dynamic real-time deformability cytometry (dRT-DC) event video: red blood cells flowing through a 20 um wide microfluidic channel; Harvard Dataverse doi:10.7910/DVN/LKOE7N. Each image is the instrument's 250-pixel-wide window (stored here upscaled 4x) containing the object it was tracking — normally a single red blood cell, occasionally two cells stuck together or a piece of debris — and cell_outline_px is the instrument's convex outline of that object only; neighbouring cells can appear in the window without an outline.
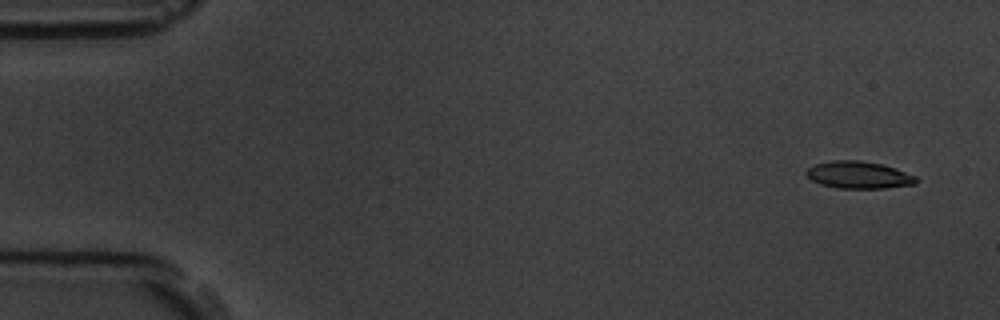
{"species": "common noctule bat (a hibernating species)", "species_latin": "Nyctalus noctula", "temperature_condition": "room temperature", "stored_images_in_passage": 6, "camera_frame_rate_fps": 3000, "um_per_image_px": 0.085, "animal": {"sex": "male", "body_mass_g": 19.5, "forearm_length_mm": 54.6}, "frame": {"image": 1, "passage_image": 1, "time_ms": 0.0, "image_size_px": [1000, 320], "cell_outline_px": [[916, 184], [884, 188], [836, 188], [820, 184], [812, 180], [804, 172], [808, 168], [816, 164], [832, 160], [860, 160], [884, 164], [896, 168], [916, 176]], "centroid_in_image_um": [72.99, 14.86], "position_along_channel_um": 12.0, "area_um2": 17.46}}
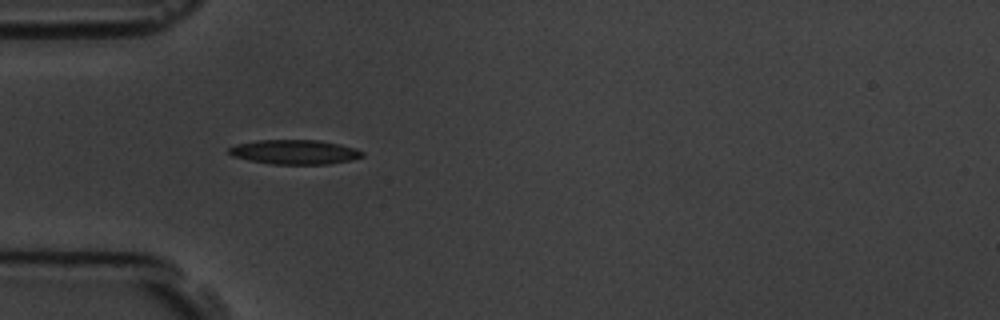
{"frame": {"image": 2, "passage_image": 5, "time_ms": 4.667, "image_size_px": [1000, 320], "cell_outline_px": [[364, 156], [348, 160], [328, 164], [272, 164], [248, 160], [232, 156], [228, 152], [228, 148], [236, 144], [256, 140], [320, 140], [340, 144], [356, 148], [364, 152]], "centroid_in_image_um": [25.03, 12.91], "position_along_channel_um": 60.0, "area_um2": 19.07}}
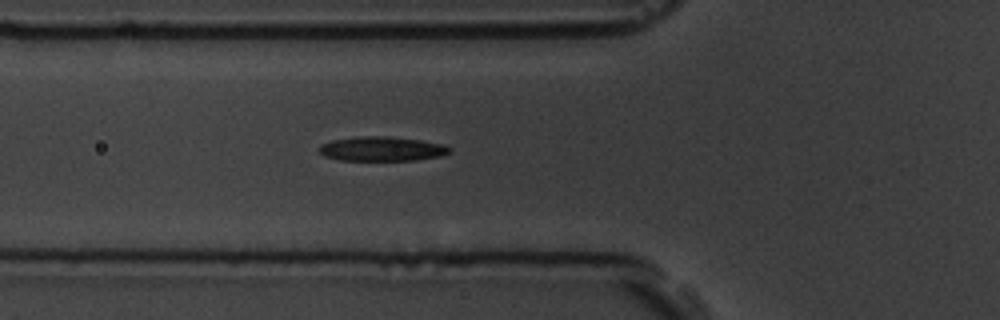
{"frame": {"image": 3, "passage_image": 6, "time_ms": 5.667, "image_size_px": [1000, 320], "cell_outline_px": [[452, 148], [448, 152], [440, 156], [416, 160], [340, 160], [324, 156], [320, 152], [320, 144], [332, 140], [356, 136], [388, 136], [420, 140], [444, 144]], "centroid_in_image_um": [32.45, 12.64], "position_along_channel_um": 93.4, "area_um2": 18.55}}